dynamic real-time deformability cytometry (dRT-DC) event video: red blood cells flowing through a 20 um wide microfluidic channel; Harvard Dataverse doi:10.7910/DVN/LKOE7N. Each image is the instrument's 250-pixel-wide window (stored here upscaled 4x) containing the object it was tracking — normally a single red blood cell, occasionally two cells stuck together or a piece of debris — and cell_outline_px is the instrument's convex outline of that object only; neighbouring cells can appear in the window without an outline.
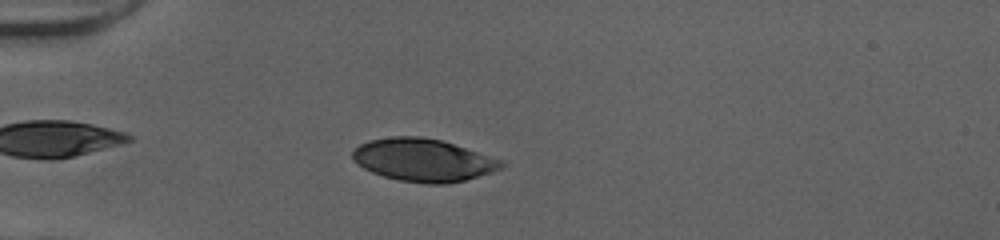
{"species": "human", "species_latin": "Homo sapiens", "temperature_condition": "cold", "stored_images_in_passage": 51, "camera_frame_rate_fps": 3000, "um_per_image_px": 0.085, "donor": {"sex": "female"}, "frame": {"image": 1, "passage_image": 15, "time_ms": 4.667, "image_size_px": [1000, 240], "cell_outline_px": [[508, 164], [492, 172], [464, 180], [448, 184], [424, 184], [400, 180], [384, 176], [372, 172], [364, 168], [352, 160], [352, 148], [368, 140], [392, 136], [420, 136], [440, 140], [504, 160]], "centroid_in_image_um": [35.96, 13.6], "position_along_channel_um": 49.0, "area_um2": 37.17}}
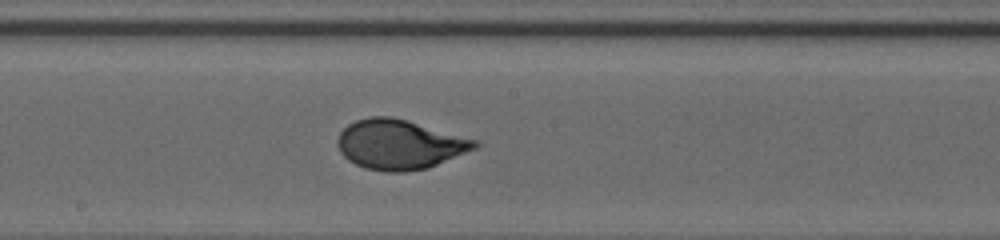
{"frame": {"image": 2, "passage_image": 29, "time_ms": 9.333, "image_size_px": [1000, 240], "cell_outline_px": [[480, 144], [476, 148], [428, 168], [404, 172], [388, 172], [364, 168], [348, 160], [340, 152], [336, 144], [336, 140], [340, 132], [348, 124], [356, 120], [372, 116], [392, 116], [480, 140]], "centroid_in_image_um": [33.96, 12.27], "position_along_channel_um": 214.2, "area_um2": 39.94}}
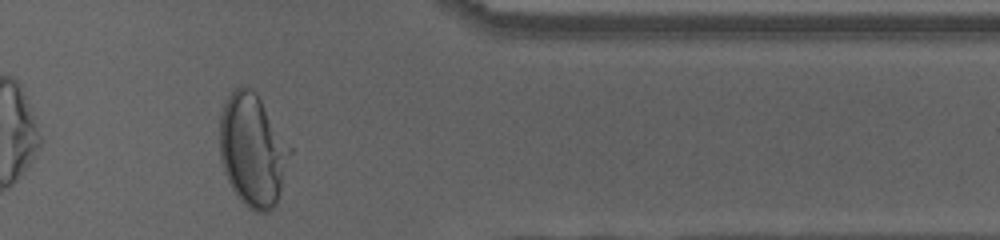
{"frame": {"image": 3, "passage_image": 43, "time_ms": 14.0, "image_size_px": [1000, 240], "cell_outline_px": [[292, 152], [280, 192], [276, 204], [268, 212], [256, 212], [248, 208], [236, 196], [224, 172], [220, 160], [220, 116], [224, 104], [228, 96], [240, 84], [252, 88], [256, 92], [292, 148]], "centroid_in_image_um": [21.48, 12.76], "position_along_channel_um": 389.9, "area_um2": 46.3}, "authors_computed_cell_mechanics": {"area_um2": 38.6682, "velocity_mm_per_s": 4.0199, "shape_relaxation_time_tau1_ms": 4.0787, "shape_relaxation_time_tau2_ms": null, "deformation_change_tau1": 0.2043, "deformation_change_tau2": null}}